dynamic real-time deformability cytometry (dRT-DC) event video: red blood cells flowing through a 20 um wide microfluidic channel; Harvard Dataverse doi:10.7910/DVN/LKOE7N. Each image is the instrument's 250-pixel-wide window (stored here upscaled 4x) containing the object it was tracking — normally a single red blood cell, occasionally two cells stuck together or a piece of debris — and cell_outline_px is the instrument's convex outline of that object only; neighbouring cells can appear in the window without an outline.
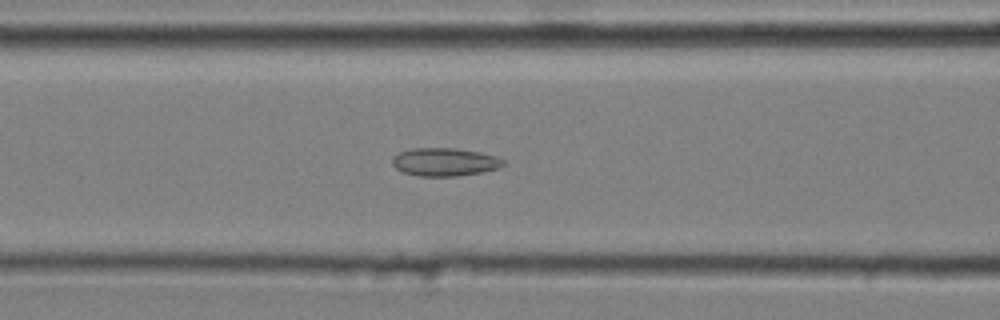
{"species": "common noctule bat (a hibernating species)", "species_latin": "Nyctalus noctula", "temperature_condition": "cold", "stored_images_in_passage": 52, "camera_frame_rate_fps": 3000, "um_per_image_px": 0.085, "animal": {"sex": "male", "body_mass_g": 20.4}, "frame": {"image": 1, "passage_image": 22, "time_ms": 7.0, "image_size_px": [1000, 320], "cell_outline_px": [[508, 164], [500, 168], [480, 172], [456, 176], [416, 176], [404, 172], [396, 168], [392, 164], [392, 160], [400, 152], [412, 148], [456, 148], [480, 152], [496, 156], [504, 160]], "centroid_in_image_um": [37.85, 13.77], "position_along_channel_um": 128.8, "area_um2": 18.21}}
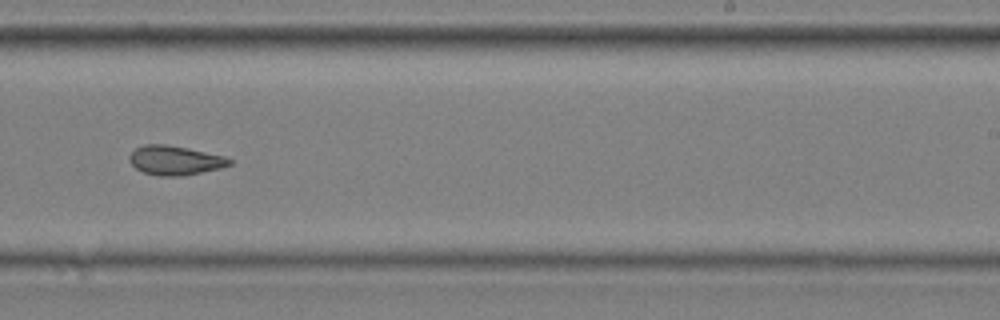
{"frame": {"image": 2, "passage_image": 34, "time_ms": 11.0, "image_size_px": [1000, 320], "cell_outline_px": [[232, 164], [220, 168], [180, 176], [156, 176], [144, 172], [136, 168], [128, 160], [128, 156], [136, 148], [144, 144], [164, 144], [188, 148], [224, 156], [232, 160]], "centroid_in_image_um": [14.85, 13.63], "position_along_channel_um": 274.1, "area_um2": 16.99}}
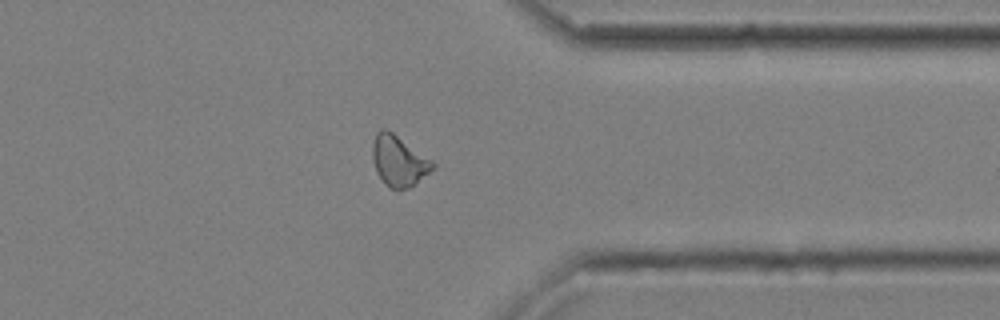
{"frame": {"image": 3, "passage_image": 43, "time_ms": 14.0, "image_size_px": [1000, 320], "cell_outline_px": [[436, 168], [416, 184], [408, 188], [388, 188], [376, 172], [372, 160], [372, 144], [376, 132], [380, 128], [384, 128], [392, 132], [432, 160], [436, 164]], "centroid_in_image_um": [33.9, 13.68], "position_along_channel_um": 377.5, "area_um2": 17.92}, "authors_computed_cell_mechanics": {"area_um2": 17.8602, "velocity_mm_per_s": 3.6427, "shape_relaxation_time_tau1_ms": null, "shape_relaxation_time_tau2_ms": 4.6701, "deformation_change_tau1": null, "deformation_change_tau2": 0.1089}}